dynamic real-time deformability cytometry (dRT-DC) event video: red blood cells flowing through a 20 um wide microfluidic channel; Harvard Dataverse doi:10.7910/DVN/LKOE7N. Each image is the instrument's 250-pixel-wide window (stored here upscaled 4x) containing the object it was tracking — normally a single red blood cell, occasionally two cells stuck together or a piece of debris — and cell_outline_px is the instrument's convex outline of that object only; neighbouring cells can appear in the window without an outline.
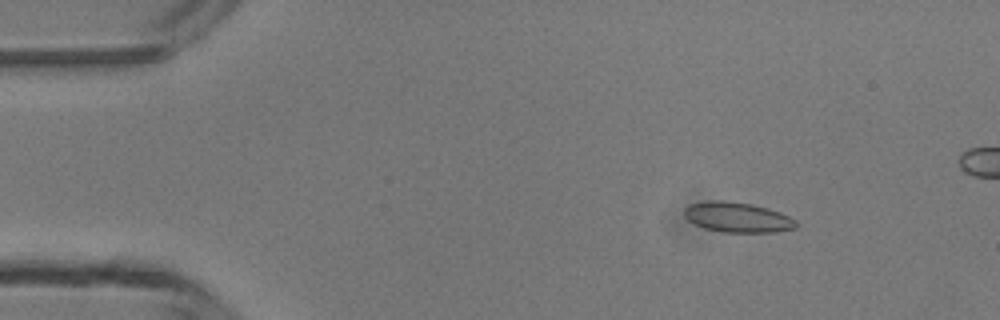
{"species": "common noctule bat (a hibernating species)", "species_latin": "Nyctalus noctula", "temperature_condition": "room temperature", "stored_images_in_passage": 5, "camera_frame_rate_fps": 3000, "um_per_image_px": 0.085, "animal": {"sex": "male", "body_mass_g": 13.3}, "frame": {"image": 1, "passage_image": 2, "time_ms": 1.0, "image_size_px": [1000, 320], "cell_outline_px": [[796, 228], [776, 232], [724, 232], [704, 228], [692, 224], [684, 216], [684, 208], [688, 204], [712, 200], [724, 200], [752, 204], [768, 208], [780, 212], [796, 220]], "centroid_in_image_um": [62.65, 18.46], "position_along_channel_um": 22.3, "area_um2": 19.77}}